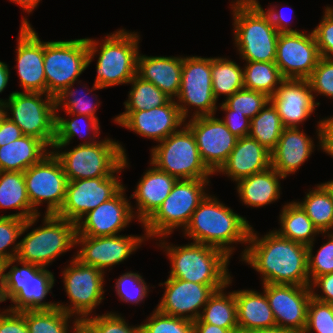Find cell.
Instances as JSON below:
<instances>
[{"mask_svg": "<svg viewBox=\"0 0 333 333\" xmlns=\"http://www.w3.org/2000/svg\"><path fill=\"white\" fill-rule=\"evenodd\" d=\"M251 228L245 217L208 193L182 232L193 242L217 247L231 258L234 243L248 244Z\"/></svg>", "mask_w": 333, "mask_h": 333, "instance_id": "7a4b0ae2", "label": "cell"}, {"mask_svg": "<svg viewBox=\"0 0 333 333\" xmlns=\"http://www.w3.org/2000/svg\"><path fill=\"white\" fill-rule=\"evenodd\" d=\"M141 333H193V321L164 314L157 309L144 324L140 325Z\"/></svg>", "mask_w": 333, "mask_h": 333, "instance_id": "bcb514c9", "label": "cell"}, {"mask_svg": "<svg viewBox=\"0 0 333 333\" xmlns=\"http://www.w3.org/2000/svg\"><path fill=\"white\" fill-rule=\"evenodd\" d=\"M148 286L140 273L129 271L116 280L115 291L120 301L137 305L147 297Z\"/></svg>", "mask_w": 333, "mask_h": 333, "instance_id": "7dc6e473", "label": "cell"}, {"mask_svg": "<svg viewBox=\"0 0 333 333\" xmlns=\"http://www.w3.org/2000/svg\"><path fill=\"white\" fill-rule=\"evenodd\" d=\"M333 333V311L329 303L311 297L303 333Z\"/></svg>", "mask_w": 333, "mask_h": 333, "instance_id": "681fc988", "label": "cell"}, {"mask_svg": "<svg viewBox=\"0 0 333 333\" xmlns=\"http://www.w3.org/2000/svg\"><path fill=\"white\" fill-rule=\"evenodd\" d=\"M40 215L41 214H38L27 220H23L14 216H0L1 263L5 264L7 261L16 258L19 248V241L17 243L15 242L21 235L27 232L26 230L35 225Z\"/></svg>", "mask_w": 333, "mask_h": 333, "instance_id": "b9f144b4", "label": "cell"}, {"mask_svg": "<svg viewBox=\"0 0 333 333\" xmlns=\"http://www.w3.org/2000/svg\"><path fill=\"white\" fill-rule=\"evenodd\" d=\"M137 33L119 29L107 34L105 39L101 40L102 43L94 38H87V67L98 53L95 85L108 88L128 84L134 78L137 74L140 43V35Z\"/></svg>", "mask_w": 333, "mask_h": 333, "instance_id": "277c9868", "label": "cell"}, {"mask_svg": "<svg viewBox=\"0 0 333 333\" xmlns=\"http://www.w3.org/2000/svg\"><path fill=\"white\" fill-rule=\"evenodd\" d=\"M232 281V278H230L226 287L215 291L203 307L199 319L203 323L229 329L232 333H239L234 291L227 294L224 292Z\"/></svg>", "mask_w": 333, "mask_h": 333, "instance_id": "e575fe53", "label": "cell"}, {"mask_svg": "<svg viewBox=\"0 0 333 333\" xmlns=\"http://www.w3.org/2000/svg\"><path fill=\"white\" fill-rule=\"evenodd\" d=\"M16 47L17 73L20 87L24 92H41L46 94V77L44 72V41L24 17L21 21Z\"/></svg>", "mask_w": 333, "mask_h": 333, "instance_id": "cb8c5ba5", "label": "cell"}, {"mask_svg": "<svg viewBox=\"0 0 333 333\" xmlns=\"http://www.w3.org/2000/svg\"><path fill=\"white\" fill-rule=\"evenodd\" d=\"M316 127L317 138L319 139V149L333 157V116L319 120Z\"/></svg>", "mask_w": 333, "mask_h": 333, "instance_id": "6f0895ef", "label": "cell"}, {"mask_svg": "<svg viewBox=\"0 0 333 333\" xmlns=\"http://www.w3.org/2000/svg\"><path fill=\"white\" fill-rule=\"evenodd\" d=\"M0 333H29L24 311L5 309L0 312Z\"/></svg>", "mask_w": 333, "mask_h": 333, "instance_id": "11a10c76", "label": "cell"}, {"mask_svg": "<svg viewBox=\"0 0 333 333\" xmlns=\"http://www.w3.org/2000/svg\"><path fill=\"white\" fill-rule=\"evenodd\" d=\"M250 333H299V332L290 330V329H284L279 326H275L272 328L258 329V330L252 331Z\"/></svg>", "mask_w": 333, "mask_h": 333, "instance_id": "03108f58", "label": "cell"}, {"mask_svg": "<svg viewBox=\"0 0 333 333\" xmlns=\"http://www.w3.org/2000/svg\"><path fill=\"white\" fill-rule=\"evenodd\" d=\"M331 308H332V311H333V302L329 303Z\"/></svg>", "mask_w": 333, "mask_h": 333, "instance_id": "2644e50d", "label": "cell"}, {"mask_svg": "<svg viewBox=\"0 0 333 333\" xmlns=\"http://www.w3.org/2000/svg\"><path fill=\"white\" fill-rule=\"evenodd\" d=\"M276 8H278L277 5L272 7L270 6V8L264 11L269 15L272 24L279 33L301 32L297 29H292L285 14H283L281 11H278Z\"/></svg>", "mask_w": 333, "mask_h": 333, "instance_id": "91938a15", "label": "cell"}, {"mask_svg": "<svg viewBox=\"0 0 333 333\" xmlns=\"http://www.w3.org/2000/svg\"><path fill=\"white\" fill-rule=\"evenodd\" d=\"M237 305V323L239 333L277 326L265 292L254 290L234 291Z\"/></svg>", "mask_w": 333, "mask_h": 333, "instance_id": "f546056e", "label": "cell"}, {"mask_svg": "<svg viewBox=\"0 0 333 333\" xmlns=\"http://www.w3.org/2000/svg\"><path fill=\"white\" fill-rule=\"evenodd\" d=\"M176 100L185 120L191 106L195 109L191 118L216 114L218 106L212 89L211 57L183 56L181 86Z\"/></svg>", "mask_w": 333, "mask_h": 333, "instance_id": "5bb4252c", "label": "cell"}, {"mask_svg": "<svg viewBox=\"0 0 333 333\" xmlns=\"http://www.w3.org/2000/svg\"><path fill=\"white\" fill-rule=\"evenodd\" d=\"M165 236L158 238L171 263L169 278L181 279L208 286H227L230 257L217 247L191 242L186 245H168ZM163 239V240H162ZM161 241V242H160ZM167 245V246H166Z\"/></svg>", "mask_w": 333, "mask_h": 333, "instance_id": "3957f363", "label": "cell"}, {"mask_svg": "<svg viewBox=\"0 0 333 333\" xmlns=\"http://www.w3.org/2000/svg\"><path fill=\"white\" fill-rule=\"evenodd\" d=\"M307 80L312 92L333 99V59L321 57Z\"/></svg>", "mask_w": 333, "mask_h": 333, "instance_id": "816d5d0a", "label": "cell"}, {"mask_svg": "<svg viewBox=\"0 0 333 333\" xmlns=\"http://www.w3.org/2000/svg\"><path fill=\"white\" fill-rule=\"evenodd\" d=\"M8 97L4 100L6 117L21 129L23 135L36 137L52 148L55 141V98L41 92L18 91Z\"/></svg>", "mask_w": 333, "mask_h": 333, "instance_id": "8fae6325", "label": "cell"}, {"mask_svg": "<svg viewBox=\"0 0 333 333\" xmlns=\"http://www.w3.org/2000/svg\"><path fill=\"white\" fill-rule=\"evenodd\" d=\"M148 240L147 236L113 235L102 237L76 236V246L80 250L75 258L82 264L93 266L105 273L113 265L124 262L138 247Z\"/></svg>", "mask_w": 333, "mask_h": 333, "instance_id": "d6986e66", "label": "cell"}, {"mask_svg": "<svg viewBox=\"0 0 333 333\" xmlns=\"http://www.w3.org/2000/svg\"><path fill=\"white\" fill-rule=\"evenodd\" d=\"M244 88L265 93L271 97L285 79L275 62L245 61Z\"/></svg>", "mask_w": 333, "mask_h": 333, "instance_id": "74e56055", "label": "cell"}, {"mask_svg": "<svg viewBox=\"0 0 333 333\" xmlns=\"http://www.w3.org/2000/svg\"><path fill=\"white\" fill-rule=\"evenodd\" d=\"M270 102L277 109L284 127H299L315 112L320 102L315 96L307 79H284Z\"/></svg>", "mask_w": 333, "mask_h": 333, "instance_id": "d4e9b609", "label": "cell"}, {"mask_svg": "<svg viewBox=\"0 0 333 333\" xmlns=\"http://www.w3.org/2000/svg\"><path fill=\"white\" fill-rule=\"evenodd\" d=\"M212 89L215 99L228 98L244 88L243 68L228 58L211 57Z\"/></svg>", "mask_w": 333, "mask_h": 333, "instance_id": "f35d334b", "label": "cell"}, {"mask_svg": "<svg viewBox=\"0 0 333 333\" xmlns=\"http://www.w3.org/2000/svg\"><path fill=\"white\" fill-rule=\"evenodd\" d=\"M85 320L96 333H141L140 325L129 326L125 319L116 312L89 316Z\"/></svg>", "mask_w": 333, "mask_h": 333, "instance_id": "f907efd6", "label": "cell"}, {"mask_svg": "<svg viewBox=\"0 0 333 333\" xmlns=\"http://www.w3.org/2000/svg\"><path fill=\"white\" fill-rule=\"evenodd\" d=\"M10 78V72L8 64L0 61V93H2L7 87L8 81ZM3 101V99L0 98Z\"/></svg>", "mask_w": 333, "mask_h": 333, "instance_id": "be15d7a7", "label": "cell"}, {"mask_svg": "<svg viewBox=\"0 0 333 333\" xmlns=\"http://www.w3.org/2000/svg\"><path fill=\"white\" fill-rule=\"evenodd\" d=\"M11 2H14L21 6L20 8L23 9V11H26L27 13H32V11L37 8V5L39 4L40 0H10Z\"/></svg>", "mask_w": 333, "mask_h": 333, "instance_id": "e7e4bbea", "label": "cell"}, {"mask_svg": "<svg viewBox=\"0 0 333 333\" xmlns=\"http://www.w3.org/2000/svg\"><path fill=\"white\" fill-rule=\"evenodd\" d=\"M182 67L183 56H146L139 52L137 57V75L173 100L180 90Z\"/></svg>", "mask_w": 333, "mask_h": 333, "instance_id": "f1b7e54d", "label": "cell"}, {"mask_svg": "<svg viewBox=\"0 0 333 333\" xmlns=\"http://www.w3.org/2000/svg\"><path fill=\"white\" fill-rule=\"evenodd\" d=\"M128 84L132 86L128 94L129 98L124 102L125 111L150 110L163 106L171 100L156 85L143 80L137 74Z\"/></svg>", "mask_w": 333, "mask_h": 333, "instance_id": "60d3db41", "label": "cell"}, {"mask_svg": "<svg viewBox=\"0 0 333 333\" xmlns=\"http://www.w3.org/2000/svg\"><path fill=\"white\" fill-rule=\"evenodd\" d=\"M234 44L245 61L275 62L279 32L258 0L232 1Z\"/></svg>", "mask_w": 333, "mask_h": 333, "instance_id": "5b68a950", "label": "cell"}, {"mask_svg": "<svg viewBox=\"0 0 333 333\" xmlns=\"http://www.w3.org/2000/svg\"><path fill=\"white\" fill-rule=\"evenodd\" d=\"M321 58L313 31L279 33L275 64L285 79H307Z\"/></svg>", "mask_w": 333, "mask_h": 333, "instance_id": "e0dca14e", "label": "cell"}, {"mask_svg": "<svg viewBox=\"0 0 333 333\" xmlns=\"http://www.w3.org/2000/svg\"><path fill=\"white\" fill-rule=\"evenodd\" d=\"M16 262L17 265L12 266ZM18 264L22 265L20 268ZM12 266V267H11ZM11 267V268H10ZM3 302L11 300V311L52 309L57 303L44 302L51 293L55 277L51 271L41 266L13 258L4 264ZM43 301V302H42Z\"/></svg>", "mask_w": 333, "mask_h": 333, "instance_id": "52a82bcc", "label": "cell"}, {"mask_svg": "<svg viewBox=\"0 0 333 333\" xmlns=\"http://www.w3.org/2000/svg\"><path fill=\"white\" fill-rule=\"evenodd\" d=\"M185 125L194 134L203 163L215 174L227 161L238 138L215 115L194 117Z\"/></svg>", "mask_w": 333, "mask_h": 333, "instance_id": "ac0fdd59", "label": "cell"}, {"mask_svg": "<svg viewBox=\"0 0 333 333\" xmlns=\"http://www.w3.org/2000/svg\"><path fill=\"white\" fill-rule=\"evenodd\" d=\"M6 103L3 100H0V124L2 123V121L6 118L7 116V111H6Z\"/></svg>", "mask_w": 333, "mask_h": 333, "instance_id": "a7ac6f4b", "label": "cell"}, {"mask_svg": "<svg viewBox=\"0 0 333 333\" xmlns=\"http://www.w3.org/2000/svg\"><path fill=\"white\" fill-rule=\"evenodd\" d=\"M296 202L320 233L333 232V199L322 183L317 184L314 190H309L303 201Z\"/></svg>", "mask_w": 333, "mask_h": 333, "instance_id": "8d00e7d4", "label": "cell"}, {"mask_svg": "<svg viewBox=\"0 0 333 333\" xmlns=\"http://www.w3.org/2000/svg\"><path fill=\"white\" fill-rule=\"evenodd\" d=\"M166 288L156 309L164 314L190 321L198 319L209 298L226 286H208L169 278L159 284Z\"/></svg>", "mask_w": 333, "mask_h": 333, "instance_id": "44dd1931", "label": "cell"}, {"mask_svg": "<svg viewBox=\"0 0 333 333\" xmlns=\"http://www.w3.org/2000/svg\"><path fill=\"white\" fill-rule=\"evenodd\" d=\"M104 272L82 264L73 256L62 271L64 289L70 304L57 302V307L76 319H85L104 300ZM77 315V316H76Z\"/></svg>", "mask_w": 333, "mask_h": 333, "instance_id": "4fadbf2b", "label": "cell"}, {"mask_svg": "<svg viewBox=\"0 0 333 333\" xmlns=\"http://www.w3.org/2000/svg\"><path fill=\"white\" fill-rule=\"evenodd\" d=\"M22 135L21 129L6 117L0 124V147L19 139Z\"/></svg>", "mask_w": 333, "mask_h": 333, "instance_id": "680465c9", "label": "cell"}, {"mask_svg": "<svg viewBox=\"0 0 333 333\" xmlns=\"http://www.w3.org/2000/svg\"><path fill=\"white\" fill-rule=\"evenodd\" d=\"M193 333H232L229 329L203 323L199 318L193 321Z\"/></svg>", "mask_w": 333, "mask_h": 333, "instance_id": "94428289", "label": "cell"}, {"mask_svg": "<svg viewBox=\"0 0 333 333\" xmlns=\"http://www.w3.org/2000/svg\"><path fill=\"white\" fill-rule=\"evenodd\" d=\"M24 179L28 199L37 214H40L38 206L43 202L47 203L45 214H57L60 211L68 179L60 160L52 151L24 171Z\"/></svg>", "mask_w": 333, "mask_h": 333, "instance_id": "9a60e30c", "label": "cell"}, {"mask_svg": "<svg viewBox=\"0 0 333 333\" xmlns=\"http://www.w3.org/2000/svg\"><path fill=\"white\" fill-rule=\"evenodd\" d=\"M74 83H72L70 86L65 88L60 94H58L55 97V107H56V113H58L59 108L64 109L65 113L67 115L77 114V115H87L93 118H97L96 111L97 107L100 105L101 102L92 103L91 101L86 99V96L92 93V91L104 89L101 88L95 84H93L92 89L87 88V93L84 95H77L79 93L78 90H75L73 88ZM79 96V97H78ZM96 104V105H95Z\"/></svg>", "mask_w": 333, "mask_h": 333, "instance_id": "ee69618b", "label": "cell"}, {"mask_svg": "<svg viewBox=\"0 0 333 333\" xmlns=\"http://www.w3.org/2000/svg\"><path fill=\"white\" fill-rule=\"evenodd\" d=\"M185 121L187 120L183 118L173 99L163 106L150 110L125 111L114 118V122L120 126L157 143L179 131Z\"/></svg>", "mask_w": 333, "mask_h": 333, "instance_id": "ffe728a7", "label": "cell"}, {"mask_svg": "<svg viewBox=\"0 0 333 333\" xmlns=\"http://www.w3.org/2000/svg\"><path fill=\"white\" fill-rule=\"evenodd\" d=\"M51 150L60 160L68 181L117 175L129 163L121 143L108 137L67 151Z\"/></svg>", "mask_w": 333, "mask_h": 333, "instance_id": "8992f818", "label": "cell"}, {"mask_svg": "<svg viewBox=\"0 0 333 333\" xmlns=\"http://www.w3.org/2000/svg\"><path fill=\"white\" fill-rule=\"evenodd\" d=\"M4 264L0 262V303L3 302Z\"/></svg>", "mask_w": 333, "mask_h": 333, "instance_id": "003e7915", "label": "cell"}, {"mask_svg": "<svg viewBox=\"0 0 333 333\" xmlns=\"http://www.w3.org/2000/svg\"><path fill=\"white\" fill-rule=\"evenodd\" d=\"M271 167V154L257 140L248 136L238 138L227 161L216 173L226 174L236 183Z\"/></svg>", "mask_w": 333, "mask_h": 333, "instance_id": "83f0119b", "label": "cell"}, {"mask_svg": "<svg viewBox=\"0 0 333 333\" xmlns=\"http://www.w3.org/2000/svg\"><path fill=\"white\" fill-rule=\"evenodd\" d=\"M87 38L44 42L46 94L56 97L87 68Z\"/></svg>", "mask_w": 333, "mask_h": 333, "instance_id": "7c38bea8", "label": "cell"}, {"mask_svg": "<svg viewBox=\"0 0 333 333\" xmlns=\"http://www.w3.org/2000/svg\"><path fill=\"white\" fill-rule=\"evenodd\" d=\"M210 179L177 180L170 194L157 211L144 223L145 235L148 239L167 237L174 229L188 225L192 213L205 198L206 186Z\"/></svg>", "mask_w": 333, "mask_h": 333, "instance_id": "ba28073f", "label": "cell"}, {"mask_svg": "<svg viewBox=\"0 0 333 333\" xmlns=\"http://www.w3.org/2000/svg\"><path fill=\"white\" fill-rule=\"evenodd\" d=\"M276 325L303 333L311 300L310 286L263 284Z\"/></svg>", "mask_w": 333, "mask_h": 333, "instance_id": "7402d4cb", "label": "cell"}, {"mask_svg": "<svg viewBox=\"0 0 333 333\" xmlns=\"http://www.w3.org/2000/svg\"><path fill=\"white\" fill-rule=\"evenodd\" d=\"M221 111H224L226 116L221 120L227 128L237 138H242L249 135L251 119L244 114L234 113V110L229 109L224 103L220 104Z\"/></svg>", "mask_w": 333, "mask_h": 333, "instance_id": "db71d44e", "label": "cell"}, {"mask_svg": "<svg viewBox=\"0 0 333 333\" xmlns=\"http://www.w3.org/2000/svg\"><path fill=\"white\" fill-rule=\"evenodd\" d=\"M284 128L277 109L269 101L265 107L251 119L249 136L257 140L271 152L277 145Z\"/></svg>", "mask_w": 333, "mask_h": 333, "instance_id": "ab89813d", "label": "cell"}, {"mask_svg": "<svg viewBox=\"0 0 333 333\" xmlns=\"http://www.w3.org/2000/svg\"><path fill=\"white\" fill-rule=\"evenodd\" d=\"M119 176L68 181L64 203L56 214L77 223L89 211L112 198L122 187Z\"/></svg>", "mask_w": 333, "mask_h": 333, "instance_id": "2e32d148", "label": "cell"}, {"mask_svg": "<svg viewBox=\"0 0 333 333\" xmlns=\"http://www.w3.org/2000/svg\"><path fill=\"white\" fill-rule=\"evenodd\" d=\"M125 190L123 186L112 198L85 214L76 223V236H113L124 230L135 219Z\"/></svg>", "mask_w": 333, "mask_h": 333, "instance_id": "603a6c76", "label": "cell"}, {"mask_svg": "<svg viewBox=\"0 0 333 333\" xmlns=\"http://www.w3.org/2000/svg\"><path fill=\"white\" fill-rule=\"evenodd\" d=\"M73 119H66L60 117L58 113H56V122H55V141L52 146V149H64V147L68 146L74 137L80 135V138H84V142L81 144H91L97 142L96 139L100 134V125L99 119L93 118L87 115H77L72 114ZM76 117V118H74ZM82 125V121L84 120ZM87 123V124H86ZM91 133V136L89 135ZM86 134V135H85ZM87 136V137H86ZM88 138V141H87Z\"/></svg>", "mask_w": 333, "mask_h": 333, "instance_id": "d590c367", "label": "cell"}, {"mask_svg": "<svg viewBox=\"0 0 333 333\" xmlns=\"http://www.w3.org/2000/svg\"><path fill=\"white\" fill-rule=\"evenodd\" d=\"M40 139L22 135L0 147V171L24 172L51 152Z\"/></svg>", "mask_w": 333, "mask_h": 333, "instance_id": "1f68e13d", "label": "cell"}, {"mask_svg": "<svg viewBox=\"0 0 333 333\" xmlns=\"http://www.w3.org/2000/svg\"><path fill=\"white\" fill-rule=\"evenodd\" d=\"M325 236L328 238V241L318 249L316 255L312 253L314 242L307 246L308 274L310 283L316 277L333 273V232L324 233V237Z\"/></svg>", "mask_w": 333, "mask_h": 333, "instance_id": "c3c4849f", "label": "cell"}, {"mask_svg": "<svg viewBox=\"0 0 333 333\" xmlns=\"http://www.w3.org/2000/svg\"><path fill=\"white\" fill-rule=\"evenodd\" d=\"M299 127H285L275 148L270 152L271 167L281 176L295 174L311 156L315 145Z\"/></svg>", "mask_w": 333, "mask_h": 333, "instance_id": "484cf974", "label": "cell"}, {"mask_svg": "<svg viewBox=\"0 0 333 333\" xmlns=\"http://www.w3.org/2000/svg\"><path fill=\"white\" fill-rule=\"evenodd\" d=\"M151 167L144 172L130 198L136 200V212L133 214L139 223L144 224L161 206L178 180L174 176L158 169L150 162Z\"/></svg>", "mask_w": 333, "mask_h": 333, "instance_id": "4316f807", "label": "cell"}, {"mask_svg": "<svg viewBox=\"0 0 333 333\" xmlns=\"http://www.w3.org/2000/svg\"><path fill=\"white\" fill-rule=\"evenodd\" d=\"M72 321H74L73 326L70 327L72 333H96L95 329L85 319L74 318Z\"/></svg>", "mask_w": 333, "mask_h": 333, "instance_id": "6125c7cd", "label": "cell"}, {"mask_svg": "<svg viewBox=\"0 0 333 333\" xmlns=\"http://www.w3.org/2000/svg\"><path fill=\"white\" fill-rule=\"evenodd\" d=\"M316 288H320L323 295L317 294ZM310 290L312 298L325 303L333 302V273L316 277L310 283Z\"/></svg>", "mask_w": 333, "mask_h": 333, "instance_id": "9f6ffc18", "label": "cell"}, {"mask_svg": "<svg viewBox=\"0 0 333 333\" xmlns=\"http://www.w3.org/2000/svg\"><path fill=\"white\" fill-rule=\"evenodd\" d=\"M270 101L265 93L241 89L224 99V104L234 113L244 114L249 119L255 117Z\"/></svg>", "mask_w": 333, "mask_h": 333, "instance_id": "f6af8a7d", "label": "cell"}, {"mask_svg": "<svg viewBox=\"0 0 333 333\" xmlns=\"http://www.w3.org/2000/svg\"><path fill=\"white\" fill-rule=\"evenodd\" d=\"M279 215L280 229L276 231L280 236L304 245L312 244L320 233L305 211L296 202L286 203Z\"/></svg>", "mask_w": 333, "mask_h": 333, "instance_id": "836d02e7", "label": "cell"}, {"mask_svg": "<svg viewBox=\"0 0 333 333\" xmlns=\"http://www.w3.org/2000/svg\"><path fill=\"white\" fill-rule=\"evenodd\" d=\"M251 228L242 260L260 273L262 284L310 286L307 245L272 230L262 237Z\"/></svg>", "mask_w": 333, "mask_h": 333, "instance_id": "6da1fadb", "label": "cell"}, {"mask_svg": "<svg viewBox=\"0 0 333 333\" xmlns=\"http://www.w3.org/2000/svg\"><path fill=\"white\" fill-rule=\"evenodd\" d=\"M325 12L320 23L313 31L320 56L333 59V10L325 7Z\"/></svg>", "mask_w": 333, "mask_h": 333, "instance_id": "f5cc1de1", "label": "cell"}, {"mask_svg": "<svg viewBox=\"0 0 333 333\" xmlns=\"http://www.w3.org/2000/svg\"><path fill=\"white\" fill-rule=\"evenodd\" d=\"M160 143V144H159ZM151 149L150 162L180 179H209L213 173L203 163L192 131L186 126Z\"/></svg>", "mask_w": 333, "mask_h": 333, "instance_id": "30bf717a", "label": "cell"}, {"mask_svg": "<svg viewBox=\"0 0 333 333\" xmlns=\"http://www.w3.org/2000/svg\"><path fill=\"white\" fill-rule=\"evenodd\" d=\"M43 226L19 241L16 258L46 268L55 258L76 246V223L56 214H45Z\"/></svg>", "mask_w": 333, "mask_h": 333, "instance_id": "9c48e42d", "label": "cell"}, {"mask_svg": "<svg viewBox=\"0 0 333 333\" xmlns=\"http://www.w3.org/2000/svg\"><path fill=\"white\" fill-rule=\"evenodd\" d=\"M326 189L330 192L332 199H333V180H330L328 182L322 183Z\"/></svg>", "mask_w": 333, "mask_h": 333, "instance_id": "89a4df30", "label": "cell"}, {"mask_svg": "<svg viewBox=\"0 0 333 333\" xmlns=\"http://www.w3.org/2000/svg\"><path fill=\"white\" fill-rule=\"evenodd\" d=\"M71 317L58 307L24 311L29 333H69Z\"/></svg>", "mask_w": 333, "mask_h": 333, "instance_id": "7bdbcfd3", "label": "cell"}, {"mask_svg": "<svg viewBox=\"0 0 333 333\" xmlns=\"http://www.w3.org/2000/svg\"><path fill=\"white\" fill-rule=\"evenodd\" d=\"M20 210L17 213L2 215L27 220L38 215L27 196L24 172L0 171V209Z\"/></svg>", "mask_w": 333, "mask_h": 333, "instance_id": "d6a6232c", "label": "cell"}, {"mask_svg": "<svg viewBox=\"0 0 333 333\" xmlns=\"http://www.w3.org/2000/svg\"><path fill=\"white\" fill-rule=\"evenodd\" d=\"M284 179L275 169H268L250 175L237 182L240 201L248 207H263L280 198L281 183Z\"/></svg>", "mask_w": 333, "mask_h": 333, "instance_id": "4dcf8cb0", "label": "cell"}]
</instances>
